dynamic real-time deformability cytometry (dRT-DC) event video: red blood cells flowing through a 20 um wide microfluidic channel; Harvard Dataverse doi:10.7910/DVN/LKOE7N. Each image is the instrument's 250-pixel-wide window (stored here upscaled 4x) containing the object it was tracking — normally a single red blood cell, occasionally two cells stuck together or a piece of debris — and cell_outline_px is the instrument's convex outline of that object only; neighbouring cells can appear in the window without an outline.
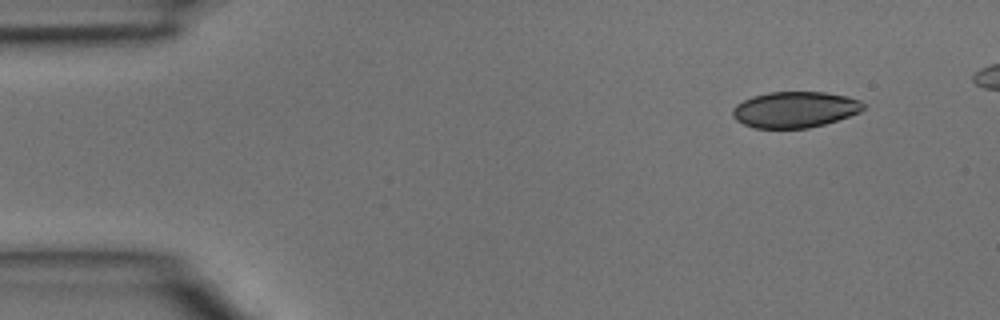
{"species": "common noctule bat (a hibernating species)", "species_latin": "Nyctalus noctula", "temperature_condition": "room temperature", "stored_images_in_passage": 4, "camera_frame_rate_fps": 3000, "um_per_image_px": 0.085, "animal": {"sex": "male", "body_mass_g": 15.6}, "frame": {"image": 1, "passage_image": 1, "time_ms": 0.0, "image_size_px": [1000, 320], "cell_outline_px": [[868, 104], [860, 112], [824, 124], [808, 128], [756, 128], [744, 124], [736, 120], [732, 116], [732, 108], [736, 104], [752, 96], [768, 92], [824, 92], [848, 96], [860, 100]], "centroid_in_image_um": [67.57, 9.3], "position_along_channel_um": 17.4, "area_um2": 27.57}}